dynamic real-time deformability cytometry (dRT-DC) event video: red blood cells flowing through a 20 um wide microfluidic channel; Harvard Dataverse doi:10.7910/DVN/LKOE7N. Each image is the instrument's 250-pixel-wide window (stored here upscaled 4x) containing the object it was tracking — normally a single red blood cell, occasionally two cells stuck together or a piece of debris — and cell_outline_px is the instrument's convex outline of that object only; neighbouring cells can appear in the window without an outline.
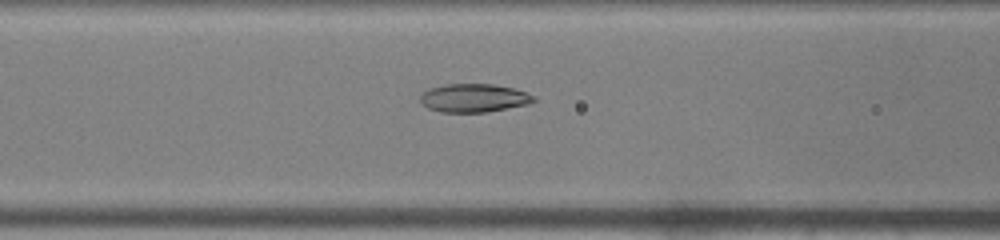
{"species": "common noctule bat (a hibernating species)", "species_latin": "Nyctalus noctula", "temperature_condition": "warm", "stored_images_in_passage": 41, "camera_frame_rate_fps": 3000, "um_per_image_px": 0.085, "animal": {"sex": "male", "body_mass_g": 19.0, "forearm_length_mm": 50.8}, "frame": {"image": 1, "passage_image": 13, "time_ms": 4.0, "image_size_px": [1000, 240], "cell_outline_px": [[536, 100], [528, 104], [488, 112], [440, 112], [428, 108], [420, 104], [420, 96], [428, 88], [444, 84], [492, 84], [512, 88], [536, 96]], "centroid_in_image_um": [40.24, 8.33], "position_along_channel_um": 126.4, "area_um2": 18.84}}
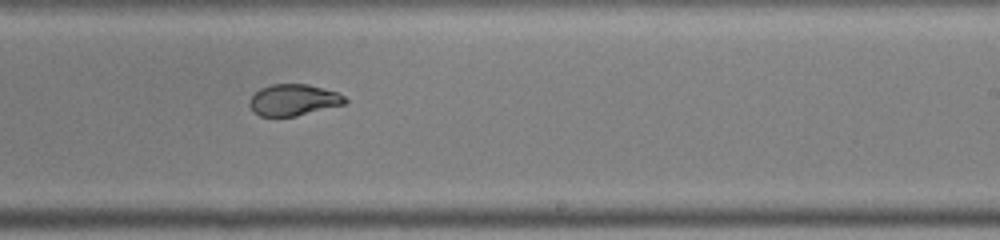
{"frame": {"image": 2, "passage_image": 23, "time_ms": 7.333, "image_size_px": [1000, 240], "cell_outline_px": [[348, 100], [344, 104], [296, 116], [260, 116], [252, 112], [248, 104], [248, 100], [260, 88], [272, 84], [308, 84], [336, 92], [344, 96]], "centroid_in_image_um": [24.9, 8.5], "position_along_channel_um": 264.1, "area_um2": 17.46}}
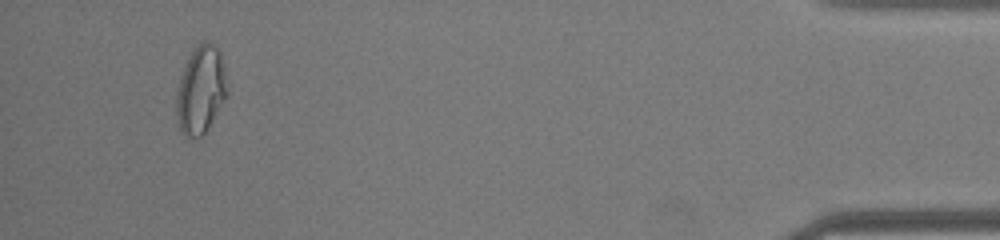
{"frame": {"image": 3, "passage_image": 39, "time_ms": 12.667, "image_size_px": [1000, 240], "cell_outline_px": [[228, 92], [224, 100], [204, 132], [200, 136], [184, 136], [180, 128], [176, 112], [176, 96], [180, 76], [188, 56], [204, 40], [212, 44], [220, 52], [224, 64], [228, 88]], "centroid_in_image_um": [17.06, 7.61], "position_along_channel_um": 418.1, "area_um2": 25.49}}